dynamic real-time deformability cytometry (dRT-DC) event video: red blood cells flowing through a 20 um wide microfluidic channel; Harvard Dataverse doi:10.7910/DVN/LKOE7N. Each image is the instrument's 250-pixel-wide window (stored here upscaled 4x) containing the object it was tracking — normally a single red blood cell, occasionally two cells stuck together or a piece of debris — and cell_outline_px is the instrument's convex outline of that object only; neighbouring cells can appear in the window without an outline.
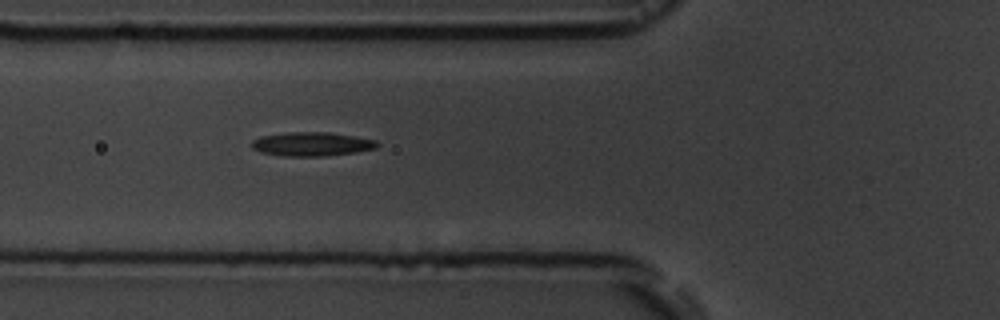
{"species": "common noctule bat (a hibernating species)", "species_latin": "Nyctalus noctula", "temperature_condition": "room temperature", "stored_images_in_passage": 5, "camera_frame_rate_fps": 3000, "um_per_image_px": 0.085, "animal": {"sex": "male", "body_mass_g": 19.5, "forearm_length_mm": 54.6}, "frame": {"image": 1, "passage_image": 5, "time_ms": 5.333, "image_size_px": [1000, 320], "cell_outline_px": [[380, 144], [376, 148], [356, 152], [324, 156], [280, 156], [260, 152], [252, 148], [252, 140], [260, 136], [284, 132], [328, 132], [356, 136], [376, 140]], "centroid_in_image_um": [26.49, 12.24], "position_along_channel_um": 99.3, "area_um2": 17.69}}